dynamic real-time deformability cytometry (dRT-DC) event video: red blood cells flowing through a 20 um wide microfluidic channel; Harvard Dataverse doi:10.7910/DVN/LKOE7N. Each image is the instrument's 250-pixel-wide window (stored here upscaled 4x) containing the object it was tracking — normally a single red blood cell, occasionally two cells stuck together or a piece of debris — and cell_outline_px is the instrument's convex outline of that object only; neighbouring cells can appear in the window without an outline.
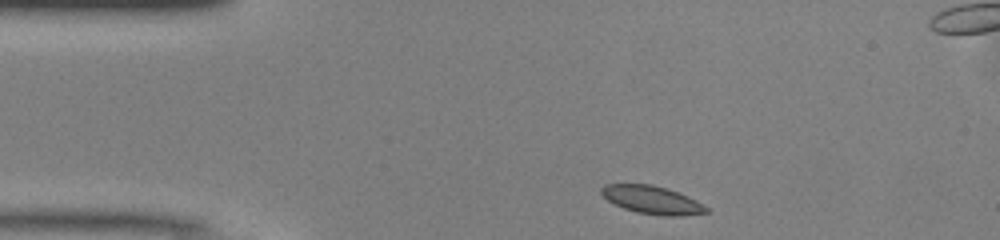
{"species": "common noctule bat (a hibernating species)", "species_latin": "Nyctalus noctula", "temperature_condition": "warm", "stored_images_in_passage": 42, "camera_frame_rate_fps": 3000, "um_per_image_px": 0.085, "animal": {"sex": "male", "body_mass_g": 13.0, "forearm_length_mm": 53.1}, "frame": {"image": 1, "passage_image": 1, "time_ms": 0.0, "image_size_px": [1000, 240], "cell_outline_px": [[708, 212], [680, 216], [664, 216], [636, 212], [624, 208], [608, 200], [600, 192], [600, 188], [604, 184], [652, 184], [668, 188], [688, 196], [696, 200], [708, 208]], "centroid_in_image_um": [55.43, 16.98], "position_along_channel_um": 29.6, "area_um2": 17.11}}
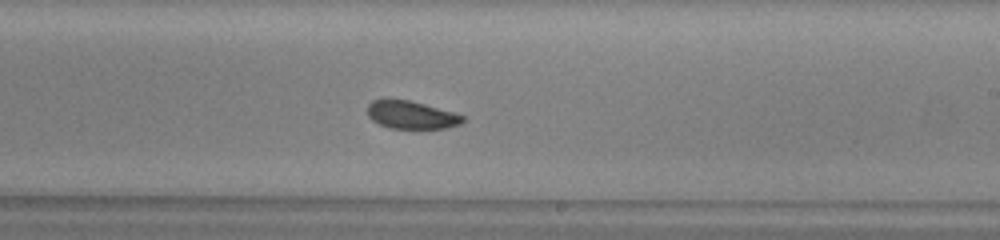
{"frame": {"image": 2, "passage_image": 21, "time_ms": 6.667, "image_size_px": [1000, 240], "cell_outline_px": [[464, 120], [460, 124], [448, 128], [388, 128], [372, 120], [368, 116], [368, 104], [372, 100], [408, 100], [424, 104], [452, 112], [464, 116]], "centroid_in_image_um": [34.96, 9.78], "position_along_channel_um": 254.0, "area_um2": 15.2}}
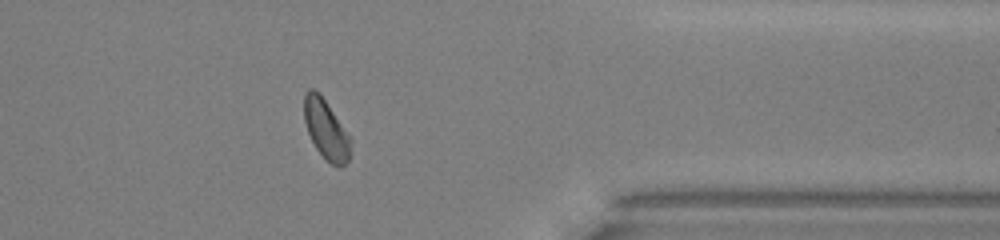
{"frame": {"image": 3, "passage_image": 32, "time_ms": 10.333, "image_size_px": [1000, 240], "cell_outline_px": [[352, 144], [348, 160], [340, 168], [332, 164], [316, 148], [308, 132], [304, 120], [304, 92], [308, 88], [312, 88], [320, 92], [352, 136]], "centroid_in_image_um": [27.74, 10.94], "position_along_channel_um": 383.7, "area_um2": 16.53}, "authors_computed_cell_mechanics": {"area_um2": 16.6464, "velocity_mm_per_s": 4.0523, "shape_relaxation_time_tau1_ms": 2.6734, "shape_relaxation_time_tau2_ms": 2.5498, "deformation_change_tau1": 0.087, "deformation_change_tau2": 0.0578}}